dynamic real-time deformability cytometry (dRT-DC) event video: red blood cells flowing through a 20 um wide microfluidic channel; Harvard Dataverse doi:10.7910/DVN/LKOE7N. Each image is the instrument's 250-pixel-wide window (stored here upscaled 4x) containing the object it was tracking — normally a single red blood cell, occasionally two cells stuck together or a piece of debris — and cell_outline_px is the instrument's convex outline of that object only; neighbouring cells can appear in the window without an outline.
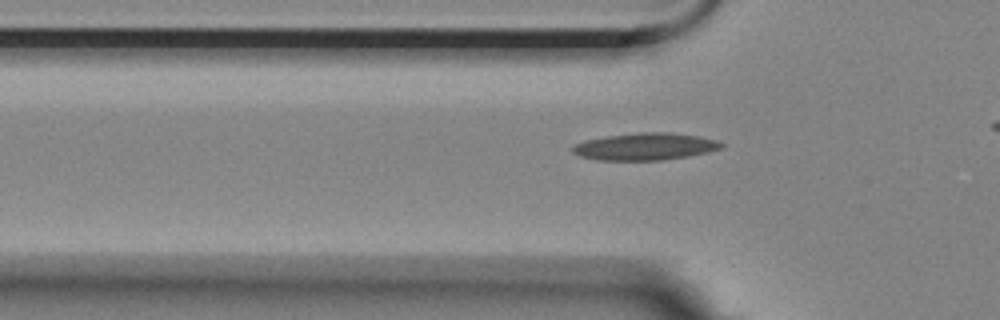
{"species": "Egyptian fruit bat (a non-hibernating species)", "species_latin": "Rousettus aegyptiacus", "temperature_condition": "room temperature", "stored_images_in_passage": 37, "camera_frame_rate_fps": 3000, "um_per_image_px": 0.085, "animal": {"sex": "female"}, "frame": {"image": 1, "passage_image": 6, "time_ms": 1.667, "image_size_px": [1000, 320], "cell_outline_px": [[724, 144], [720, 148], [708, 152], [688, 156], [660, 160], [596, 160], [580, 156], [572, 152], [572, 148], [576, 144], [584, 140], [608, 136], [640, 132], [668, 132], [696, 136], [716, 140]], "centroid_in_image_um": [54.81, 12.46], "position_along_channel_um": 71.0, "area_um2": 23.29}}
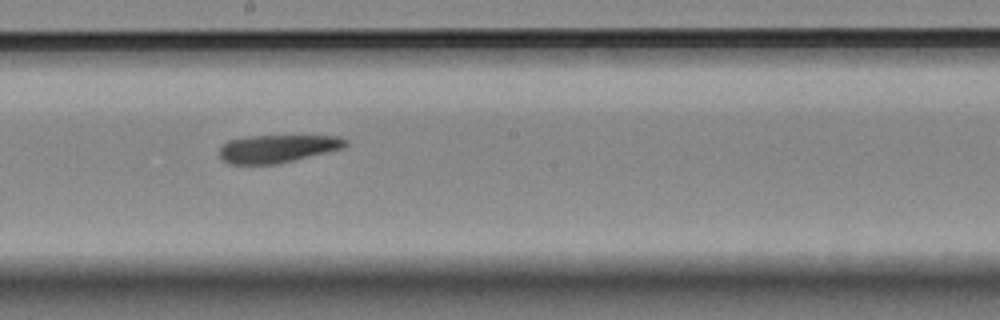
{"frame": {"image": 2, "passage_image": 19, "time_ms": 6.0, "image_size_px": [1000, 320], "cell_outline_px": [[348, 144], [344, 148], [276, 164], [228, 164], [220, 156], [220, 148], [228, 140], [248, 136], [340, 136], [348, 140]], "centroid_in_image_um": [23.6, 12.63], "position_along_channel_um": 224.6, "area_um2": 20.35}}
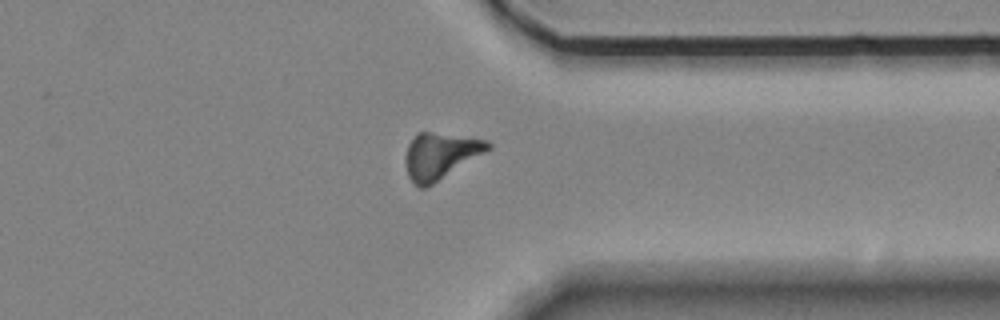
{"frame": {"image": 3, "passage_image": 32, "time_ms": 10.333, "image_size_px": [1000, 320], "cell_outline_px": [[492, 148], [432, 184], [424, 188], [420, 188], [408, 176], [404, 160], [404, 156], [408, 144], [416, 132], [428, 132], [488, 140], [492, 144]], "centroid_in_image_um": [37.39, 13.23], "position_along_channel_um": 374.0, "area_um2": 21.96}, "authors_computed_cell_mechanics": {"area_um2": 21.7328, "velocity_mm_per_s": 3.5288, "shape_relaxation_time_tau1_ms": null, "shape_relaxation_time_tau2_ms": 8.1908, "deformation_change_tau1": null, "deformation_change_tau2": 0.2771}}